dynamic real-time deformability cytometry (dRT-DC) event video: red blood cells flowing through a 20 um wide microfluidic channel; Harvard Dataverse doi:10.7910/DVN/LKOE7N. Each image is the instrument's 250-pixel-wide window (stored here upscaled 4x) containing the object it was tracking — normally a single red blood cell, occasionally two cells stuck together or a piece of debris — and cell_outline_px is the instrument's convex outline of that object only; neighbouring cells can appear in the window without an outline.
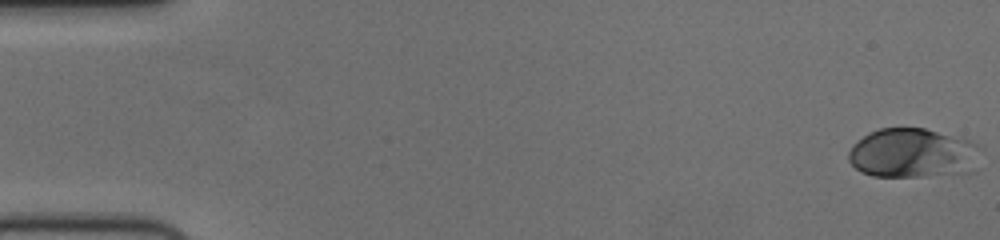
{"species": "human", "species_latin": "Homo sapiens", "temperature_condition": "cold", "stored_images_in_passage": 56, "camera_frame_rate_fps": 3000, "um_per_image_px": 0.085, "donor": {"sex": "female"}, "frame": {"image": 1, "passage_image": 1, "time_ms": 0.0, "image_size_px": [1000, 240], "cell_outline_px": [[984, 148], [968, 172], [920, 176], [872, 176], [860, 172], [848, 160], [848, 152], [852, 144], [868, 132], [880, 128], [924, 128], [960, 136], [972, 140], [980, 144]], "centroid_in_image_um": [77.59, 12.99], "position_along_channel_um": 7.4, "area_um2": 38.44}}
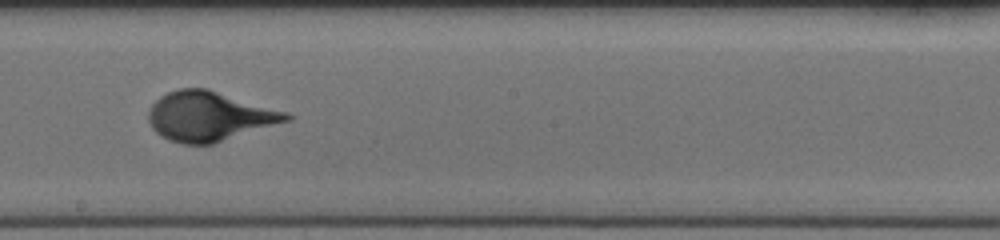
{"frame": {"image": 2, "passage_image": 32, "time_ms": 10.333, "image_size_px": [1000, 240], "cell_outline_px": [[292, 120], [212, 144], [180, 144], [168, 140], [156, 132], [152, 128], [148, 120], [148, 112], [152, 104], [160, 96], [168, 92], [180, 88], [208, 88], [288, 112], [292, 116]], "centroid_in_image_um": [17.8, 9.88], "position_along_channel_um": 230.4, "area_um2": 40.0}}
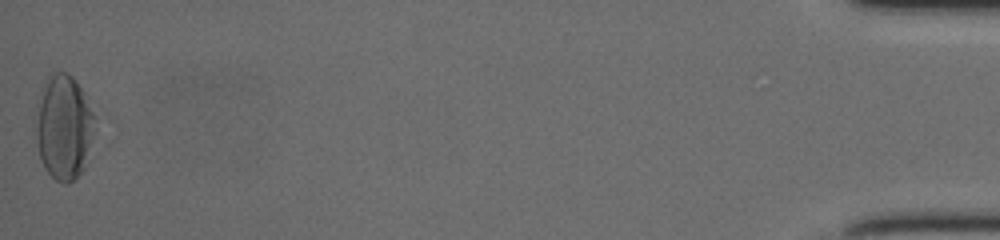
{"frame": {"image": 3, "passage_image": 56, "time_ms": 18.333, "image_size_px": [1000, 240], "cell_outline_px": [[96, 128], [84, 168], [68, 184], [64, 184], [56, 180], [44, 168], [40, 160], [36, 140], [36, 124], [40, 88], [48, 72], [68, 72], [72, 76], [84, 92], [96, 116]], "centroid_in_image_um": [5.43, 10.76], "position_along_channel_um": 429.8, "area_um2": 36.65}}